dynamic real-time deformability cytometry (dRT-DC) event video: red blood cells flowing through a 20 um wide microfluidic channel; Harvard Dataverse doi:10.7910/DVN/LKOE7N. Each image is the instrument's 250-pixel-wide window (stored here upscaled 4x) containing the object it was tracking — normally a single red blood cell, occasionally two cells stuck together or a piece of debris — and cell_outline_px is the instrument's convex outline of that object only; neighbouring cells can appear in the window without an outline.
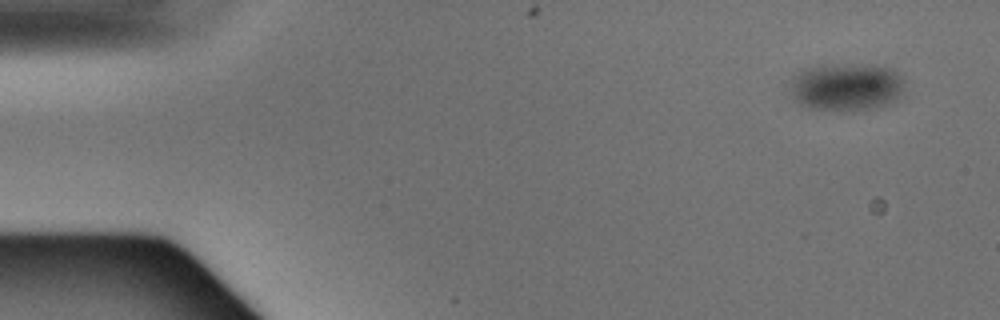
{"species": "Egyptian fruit bat (a non-hibernating species)", "species_latin": "Rousettus aegyptiacus", "temperature_condition": "warm", "stored_images_in_passage": 5, "camera_frame_rate_fps": 3000, "um_per_image_px": 0.085, "animal": {"sex": "male"}, "frame": {"image": 1, "passage_image": 1, "time_ms": 0.0, "image_size_px": [1000, 320], "cell_outline_px": [[904, 96], [880, 108], [844, 112], [804, 108], [788, 96], [788, 88], [792, 76], [804, 68], [820, 64], [884, 64], [896, 68], [904, 76]], "centroid_in_image_um": [71.96, 7.38], "position_along_channel_um": 13.0, "area_um2": 34.16}}
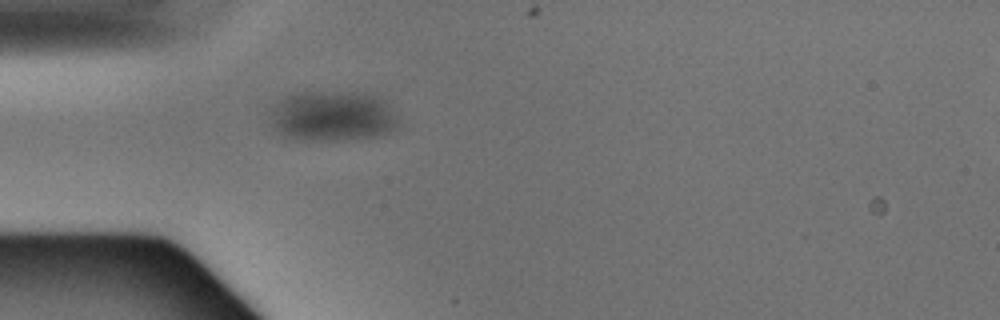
{"frame": {"image": 2, "passage_image": 4, "time_ms": 1.0, "image_size_px": [1000, 320], "cell_outline_px": [[400, 128], [380, 136], [344, 140], [300, 140], [288, 136], [280, 132], [276, 128], [272, 108], [288, 96], [304, 92], [356, 92], [380, 96], [388, 100], [396, 112]], "centroid_in_image_um": [28.45, 9.87], "position_along_channel_um": 56.5, "area_um2": 37.57}}